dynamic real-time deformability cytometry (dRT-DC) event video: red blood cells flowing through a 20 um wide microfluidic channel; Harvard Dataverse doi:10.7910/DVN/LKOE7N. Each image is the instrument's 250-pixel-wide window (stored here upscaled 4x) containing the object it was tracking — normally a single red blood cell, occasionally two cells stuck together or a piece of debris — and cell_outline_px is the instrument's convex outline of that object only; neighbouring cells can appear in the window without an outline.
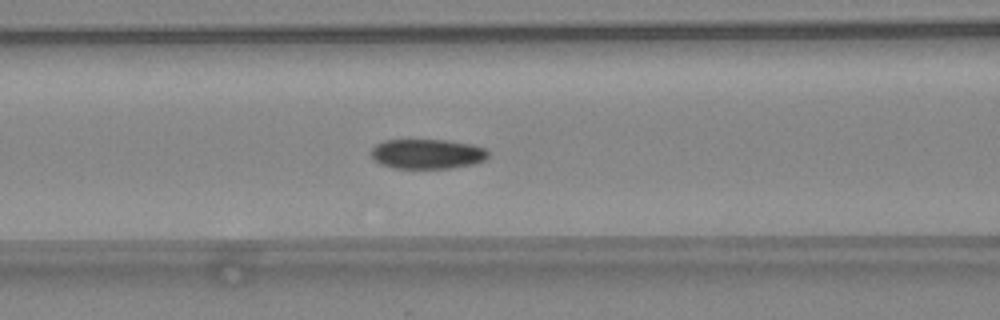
{"species": "common noctule bat (a hibernating species)", "species_latin": "Nyctalus noctula", "temperature_condition": "warm", "stored_images_in_passage": 47, "camera_frame_rate_fps": 3000, "um_per_image_px": 0.085, "animal": {"sex": "female", "body_mass_g": 24.6, "forearm_length_mm": 56.2}, "frame": {"image": 1, "passage_image": 20, "time_ms": 6.333, "image_size_px": [1000, 320], "cell_outline_px": [[488, 156], [484, 160], [476, 164], [448, 168], [392, 168], [380, 164], [372, 160], [372, 148], [376, 144], [384, 140], [444, 140], [472, 144], [488, 148]], "centroid_in_image_um": [36.32, 13.08], "position_along_channel_um": 130.3, "area_um2": 20.52}}
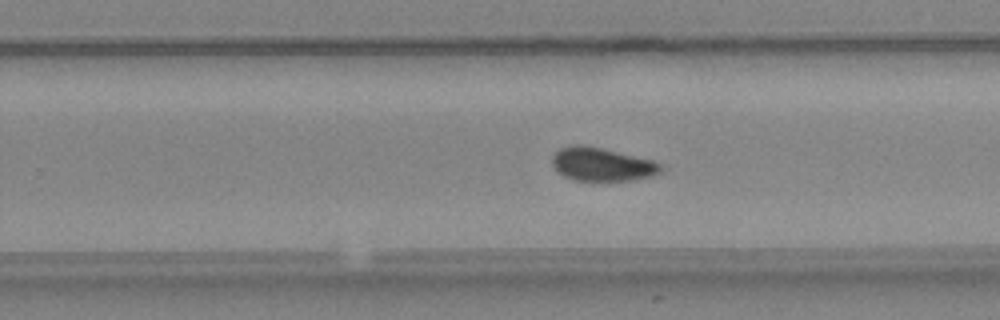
{"frame": {"image": 2, "passage_image": 30, "time_ms": 9.667, "image_size_px": [1000, 320], "cell_outline_px": [[664, 168], [660, 172], [652, 176], [632, 180], [572, 180], [564, 176], [552, 164], [552, 156], [560, 148], [572, 144], [580, 144], [600, 148], [656, 160]], "centroid_in_image_um": [51.19, 13.96], "position_along_channel_um": 278.6, "area_um2": 21.1}}
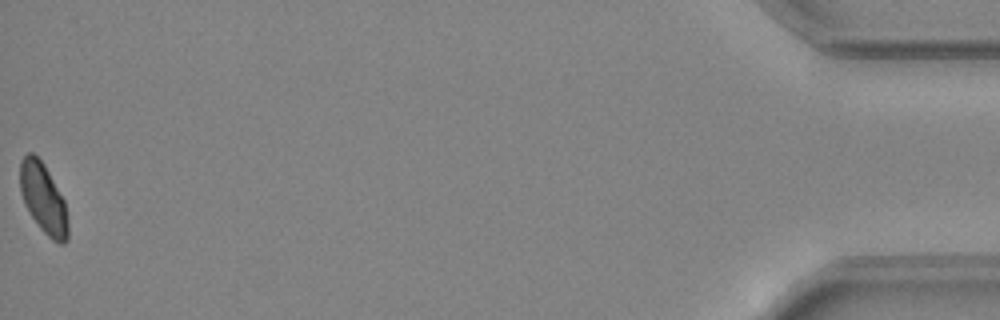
{"frame": {"image": 3, "passage_image": 47, "time_ms": 15.333, "image_size_px": [1000, 320], "cell_outline_px": [[68, 240], [64, 244], [60, 244], [52, 240], [40, 228], [24, 204], [20, 192], [20, 160], [28, 152], [32, 152], [44, 164], [64, 200], [68, 216]], "centroid_in_image_um": [3.69, 16.89], "position_along_channel_um": 431.5, "area_um2": 19.59}, "authors_computed_cell_mechanics": {"area_um2": 20.808, "velocity_mm_per_s": 4.4667, "shape_relaxation_time_tau1_ms": 8.0023, "shape_relaxation_time_tau2_ms": 2.9028, "deformation_change_tau1": 0.135, "deformation_change_tau2": 0.0745}}